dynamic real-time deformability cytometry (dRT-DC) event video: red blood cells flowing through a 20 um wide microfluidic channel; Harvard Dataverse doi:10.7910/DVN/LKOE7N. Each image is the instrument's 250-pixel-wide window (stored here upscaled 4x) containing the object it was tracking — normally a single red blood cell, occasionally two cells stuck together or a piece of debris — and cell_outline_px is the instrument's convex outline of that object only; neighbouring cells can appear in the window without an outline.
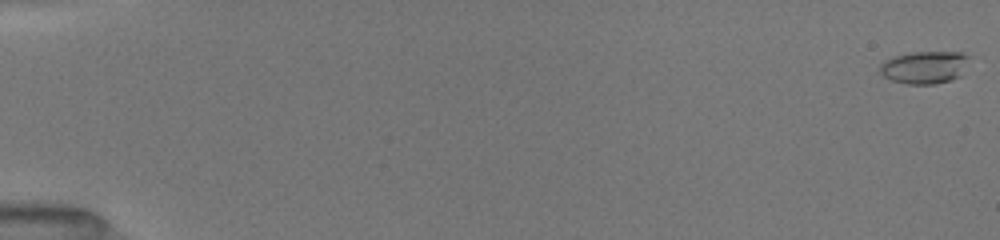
{"species": "common noctule bat (a hibernating species)", "species_latin": "Nyctalus noctula", "temperature_condition": "room temperature", "stored_images_in_passage": 53, "camera_frame_rate_fps": 3000, "um_per_image_px": 0.085, "animal": {"sex": "female", "body_mass_g": 19.5, "forearm_length_mm": 54.1}, "frame": {"image": 1, "passage_image": 1, "time_ms": 0.0, "image_size_px": [1000, 240], "cell_outline_px": [[968, 56], [960, 76], [952, 80], [936, 84], [908, 84], [892, 80], [876, 72], [880, 64], [884, 60], [892, 56], [912, 52], [960, 52]], "centroid_in_image_um": [78.5, 5.72], "position_along_channel_um": 6.5, "area_um2": 16.99}}
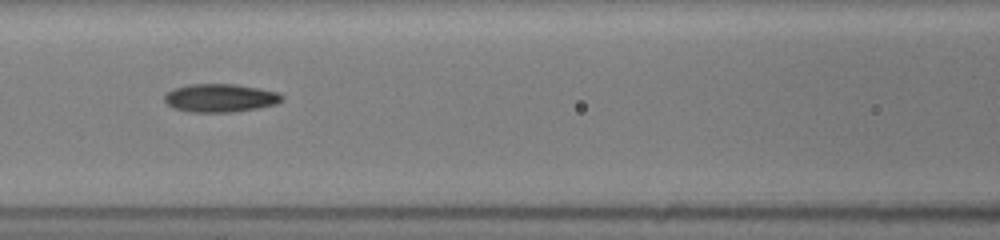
{"frame": {"image": 2, "passage_image": 25, "time_ms": 8.0, "image_size_px": [1000, 240], "cell_outline_px": [[284, 100], [276, 104], [256, 108], [232, 112], [192, 112], [172, 108], [164, 100], [164, 96], [172, 88], [188, 84], [236, 84], [260, 88], [276, 92], [284, 96]], "centroid_in_image_um": [18.71, 8.32], "position_along_channel_um": 147.9, "area_um2": 19.42}}
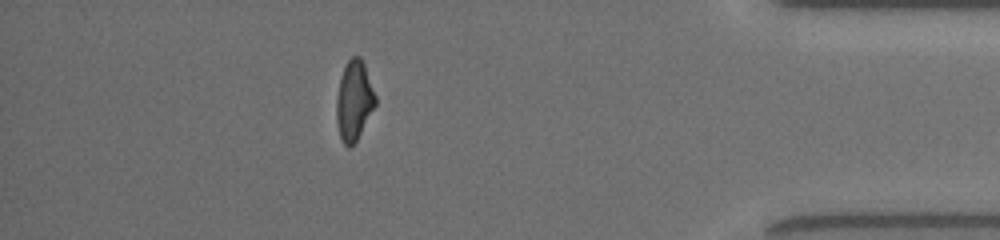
{"frame": {"image": 3, "passage_image": 47, "time_ms": 15.333, "image_size_px": [1000, 240], "cell_outline_px": [[376, 104], [356, 140], [348, 148], [344, 144], [340, 136], [336, 124], [336, 96], [340, 80], [344, 68], [348, 60], [352, 56], [360, 56], [364, 64], [376, 96]], "centroid_in_image_um": [30.08, 8.54], "position_along_channel_um": 405.1, "area_um2": 17.86}, "authors_computed_cell_mechanics": {"area_um2": 18.207, "velocity_mm_per_s": 4.0151, "shape_relaxation_time_tau1_ms": 4.8479, "shape_relaxation_time_tau2_ms": 3.0522, "deformation_change_tau1": 0.189, "deformation_change_tau2": 0.0936}}